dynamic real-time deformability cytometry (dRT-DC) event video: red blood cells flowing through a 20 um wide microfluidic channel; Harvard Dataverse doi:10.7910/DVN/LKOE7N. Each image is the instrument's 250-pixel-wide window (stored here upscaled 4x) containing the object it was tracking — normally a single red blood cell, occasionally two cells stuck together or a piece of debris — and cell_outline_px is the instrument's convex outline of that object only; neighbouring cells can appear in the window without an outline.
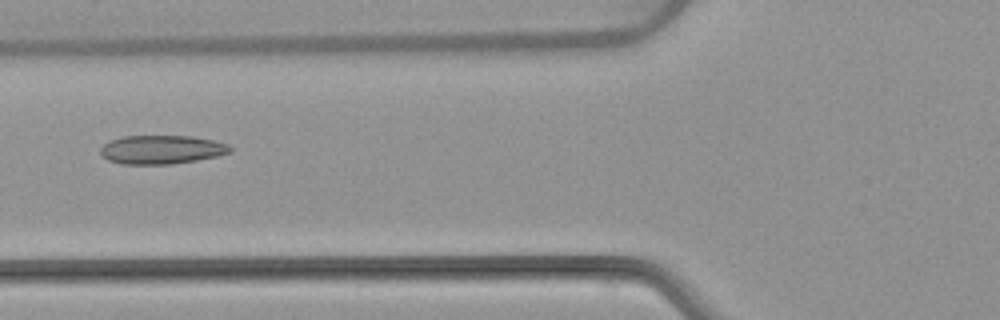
{"species": "common noctule bat (a hibernating species)", "species_latin": "Nyctalus noctula", "temperature_condition": "warm", "stored_images_in_passage": 5, "camera_frame_rate_fps": 3000, "um_per_image_px": 0.085, "animal": {"sex": "female", "body_mass_g": 22.7, "forearm_length_mm": 54.2}, "frame": {"image": 1, "passage_image": 5, "time_ms": 5.0, "image_size_px": [1000, 320], "cell_outline_px": [[232, 152], [216, 156], [196, 160], [172, 164], [120, 164], [108, 160], [100, 152], [100, 148], [104, 144], [112, 140], [124, 136], [192, 136], [212, 140], [228, 144], [232, 148]], "centroid_in_image_um": [13.74, 12.72], "position_along_channel_um": 112.1, "area_um2": 21.62}}